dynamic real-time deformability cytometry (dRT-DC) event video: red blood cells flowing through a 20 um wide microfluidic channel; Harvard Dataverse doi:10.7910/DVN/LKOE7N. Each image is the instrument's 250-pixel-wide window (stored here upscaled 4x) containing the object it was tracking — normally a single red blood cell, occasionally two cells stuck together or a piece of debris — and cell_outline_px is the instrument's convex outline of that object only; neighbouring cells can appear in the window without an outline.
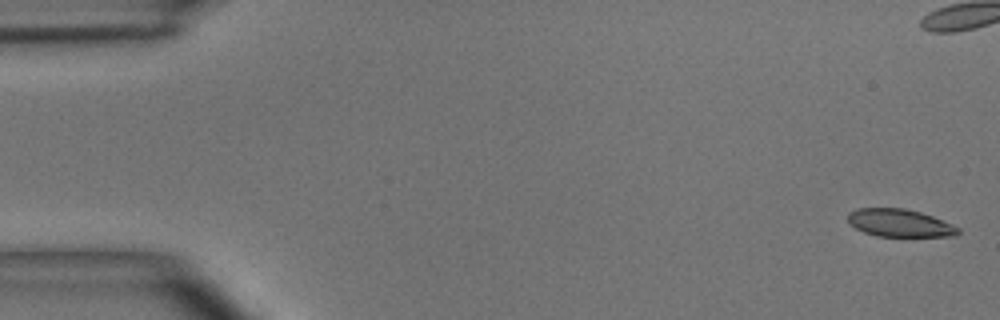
{"species": "common noctule bat (a hibernating species)", "species_latin": "Nyctalus noctula", "temperature_condition": "room temperature", "stored_images_in_passage": 18, "camera_frame_rate_fps": 3000, "um_per_image_px": 0.085, "animal": {"sex": "male", "body_mass_g": 15.6}, "frame": {"image": 1, "passage_image": 1, "time_ms": 0.0, "image_size_px": [1000, 320], "cell_outline_px": [[960, 232], [956, 236], [876, 236], [864, 232], [856, 228], [848, 220], [848, 212], [856, 208], [904, 208], [920, 212], [932, 216], [952, 224], [960, 228]], "centroid_in_image_um": [76.48, 18.95], "position_along_channel_um": 8.5, "area_um2": 17.74}}
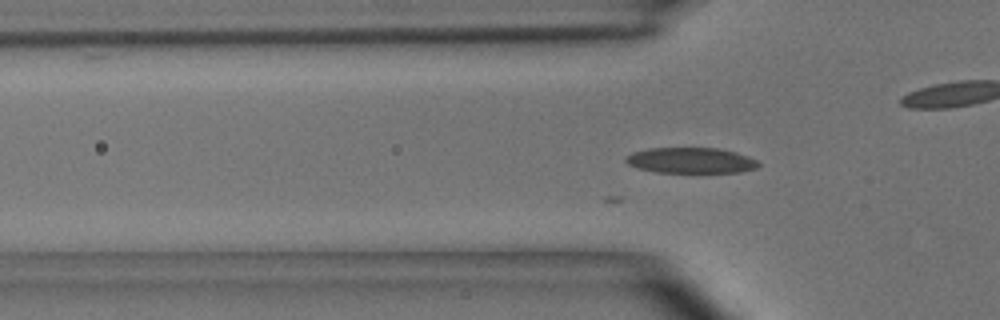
{"frame": {"image": 2, "passage_image": 15, "time_ms": 4.667, "image_size_px": [1000, 320], "cell_outline_px": [[760, 164], [756, 168], [740, 172], [656, 172], [636, 168], [628, 164], [624, 160], [624, 156], [632, 152], [648, 148], [716, 148], [736, 152], [748, 156], [756, 160]], "centroid_in_image_um": [58.67, 13.63], "position_along_channel_um": 67.1, "area_um2": 19.88}}